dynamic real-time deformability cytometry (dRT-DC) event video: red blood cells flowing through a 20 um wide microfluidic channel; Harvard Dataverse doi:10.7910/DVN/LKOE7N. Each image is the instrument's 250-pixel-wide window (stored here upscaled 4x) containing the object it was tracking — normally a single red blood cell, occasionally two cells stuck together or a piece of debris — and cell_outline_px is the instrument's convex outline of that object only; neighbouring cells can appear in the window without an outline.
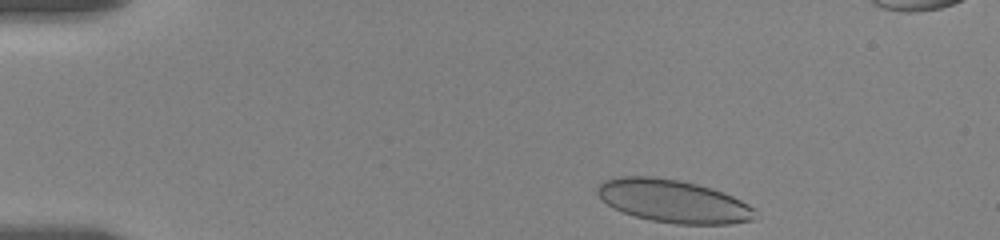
{"species": "human", "species_latin": "Homo sapiens", "temperature_condition": "room temperature", "stored_images_in_passage": 41, "camera_frame_rate_fps": 3000, "um_per_image_px": 0.085, "donor": {"sex": "female"}, "frame": {"image": 1, "passage_image": 1, "time_ms": 0.0, "image_size_px": [1000, 240], "cell_outline_px": [[760, 216], [756, 220], [728, 224], [676, 224], [652, 220], [636, 216], [612, 208], [596, 192], [596, 188], [604, 180], [616, 176], [652, 176], [680, 180], [712, 188], [732, 196], [756, 208]], "centroid_in_image_um": [57.28, 17.1], "position_along_channel_um": 27.7, "area_um2": 39.65}}
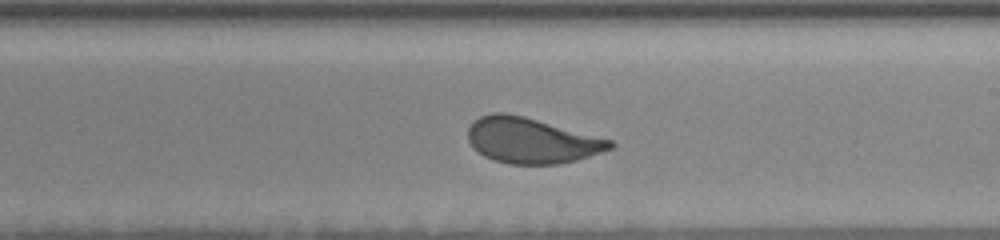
{"frame": {"image": 2, "passage_image": 26, "time_ms": 8.333, "image_size_px": [1000, 240], "cell_outline_px": [[616, 144], [612, 148], [576, 160], [560, 164], [508, 164], [492, 160], [484, 156], [468, 140], [468, 128], [472, 120], [480, 116], [492, 112], [504, 112], [524, 116], [612, 140]], "centroid_in_image_um": [45.15, 11.93], "position_along_channel_um": 243.9, "area_um2": 37.63}}
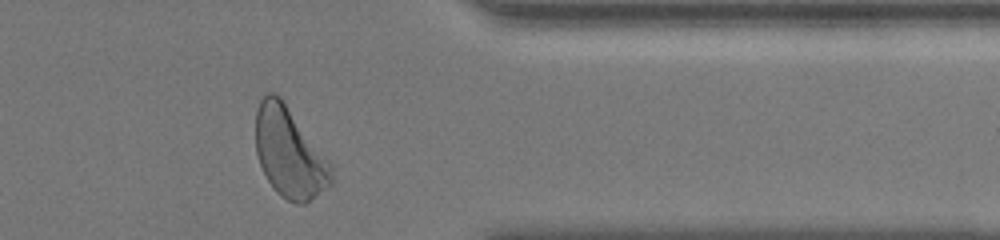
{"frame": {"image": 3, "passage_image": 39, "time_ms": 12.667, "image_size_px": [1000, 240], "cell_outline_px": [[332, 184], [304, 204], [300, 204], [288, 200], [280, 196], [276, 192], [268, 180], [260, 164], [256, 152], [256, 112], [260, 100], [268, 92], [272, 92], [280, 96], [332, 164]], "centroid_in_image_um": [24.6, 12.98], "position_along_channel_um": 386.8, "area_um2": 39.42}, "authors_computed_cell_mechanics": {"area_um2": 39.1306, "velocity_mm_per_s": 3.5017, "shape_relaxation_time_tau1_ms": 3.0406, "shape_relaxation_time_tau2_ms": null, "deformation_change_tau1": 0.1378, "deformation_change_tau2": null}}